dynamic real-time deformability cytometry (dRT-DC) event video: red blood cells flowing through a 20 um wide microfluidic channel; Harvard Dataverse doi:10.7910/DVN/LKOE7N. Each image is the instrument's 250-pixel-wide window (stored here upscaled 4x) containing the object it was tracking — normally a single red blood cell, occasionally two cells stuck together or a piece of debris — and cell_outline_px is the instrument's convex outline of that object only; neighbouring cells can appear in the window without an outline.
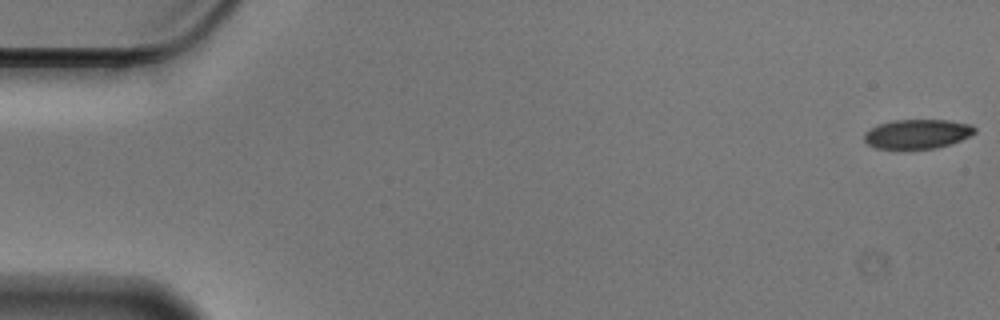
{"species": "Egyptian fruit bat (a non-hibernating species)", "species_latin": "Rousettus aegyptiacus", "temperature_condition": "cold", "stored_images_in_passage": 10, "camera_frame_rate_fps": 3000, "um_per_image_px": 0.085, "animal": {"sex": "male"}, "frame": {"image": 1, "passage_image": 1, "time_ms": 0.0, "image_size_px": [1000, 320], "cell_outline_px": [[976, 132], [960, 140], [936, 148], [876, 148], [868, 144], [864, 140], [864, 132], [880, 124], [896, 120], [948, 120], [972, 124], [976, 128]], "centroid_in_image_um": [77.99, 11.37], "position_along_channel_um": 7.0, "area_um2": 18.61}}